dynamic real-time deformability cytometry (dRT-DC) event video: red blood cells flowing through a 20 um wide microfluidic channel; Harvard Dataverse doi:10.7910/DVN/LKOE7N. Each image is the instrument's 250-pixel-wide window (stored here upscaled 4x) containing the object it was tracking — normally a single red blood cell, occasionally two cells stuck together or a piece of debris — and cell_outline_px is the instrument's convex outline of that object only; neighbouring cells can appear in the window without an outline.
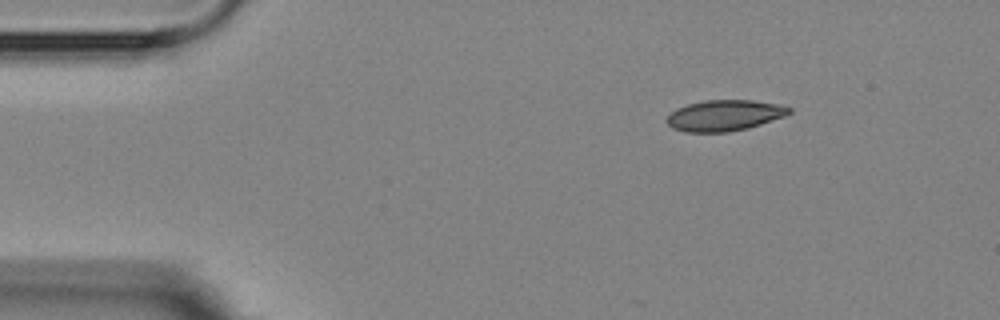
{"species": "Egyptian fruit bat (a non-hibernating species)", "species_latin": "Rousettus aegyptiacus", "temperature_condition": "room temperature", "stored_images_in_passage": 3, "camera_frame_rate_fps": 3000, "um_per_image_px": 0.085, "animal": {"sex": "female"}, "frame": {"image": 1, "passage_image": 1, "time_ms": 0.0, "image_size_px": [1000, 320], "cell_outline_px": [[792, 112], [784, 116], [748, 128], [728, 132], [684, 132], [672, 128], [668, 124], [668, 116], [676, 108], [688, 104], [704, 100], [752, 100], [780, 104], [792, 108]], "centroid_in_image_um": [61.59, 9.81], "position_along_channel_um": 23.4, "area_um2": 22.02}}